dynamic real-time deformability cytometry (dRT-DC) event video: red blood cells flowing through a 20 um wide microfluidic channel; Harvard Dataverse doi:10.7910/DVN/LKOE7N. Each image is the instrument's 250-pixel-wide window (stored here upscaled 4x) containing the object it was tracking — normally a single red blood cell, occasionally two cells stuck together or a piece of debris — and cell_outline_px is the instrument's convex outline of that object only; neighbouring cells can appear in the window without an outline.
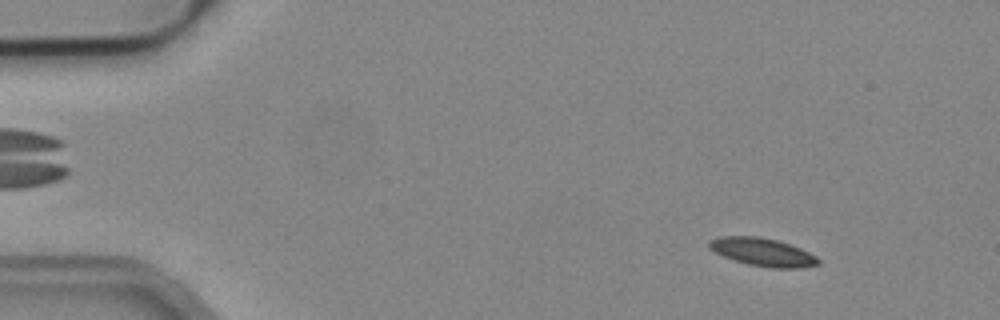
{"species": "common noctule bat (a hibernating species)", "species_latin": "Nyctalus noctula", "temperature_condition": "cold", "stored_images_in_passage": 26, "camera_frame_rate_fps": 3000, "um_per_image_px": 0.085, "animal": {"sex": "male", "body_mass_g": 19.2, "forearm_length_mm": 51.8}, "frame": {"image": 1, "passage_image": 6, "time_ms": 1.667, "image_size_px": [1000, 320], "cell_outline_px": [[820, 264], [804, 268], [772, 268], [748, 264], [724, 256], [708, 248], [708, 240], [720, 236], [756, 236], [776, 240], [800, 248], [816, 256], [820, 260]], "centroid_in_image_um": [64.83, 21.43], "position_along_channel_um": 20.2, "area_um2": 17.74}}
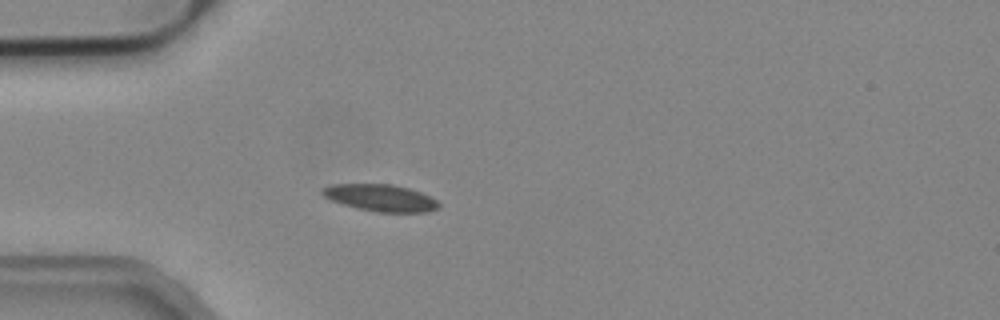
{"frame": {"image": 2, "passage_image": 15, "time_ms": 4.667, "image_size_px": [1000, 320], "cell_outline_px": [[440, 204], [436, 208], [428, 212], [380, 212], [356, 208], [332, 200], [324, 196], [320, 192], [328, 184], [392, 184], [408, 188], [420, 192], [436, 200]], "centroid_in_image_um": [32.33, 16.81], "position_along_channel_um": 52.7, "area_um2": 18.03}}
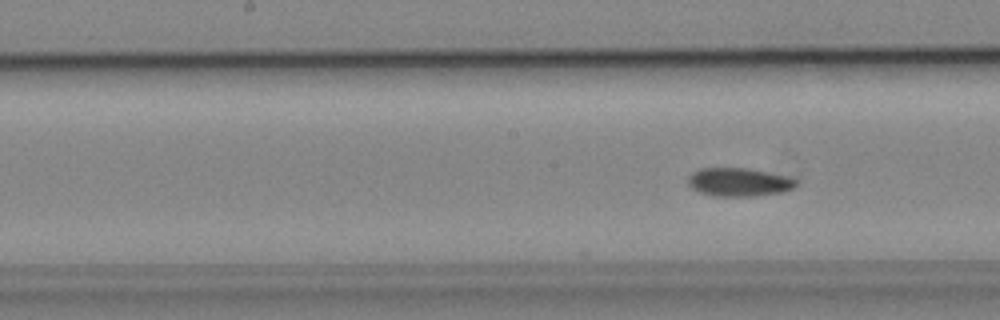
{"frame": {"image": 3, "passage_image": 26, "time_ms": 8.333, "image_size_px": [1000, 320], "cell_outline_px": [[796, 184], [792, 188], [780, 192], [756, 196], [712, 196], [700, 192], [692, 188], [688, 184], [688, 176], [692, 172], [700, 168], [748, 168], [788, 176], [796, 180]], "centroid_in_image_um": [62.77, 15.47], "position_along_channel_um": 185.4, "area_um2": 17.86}}